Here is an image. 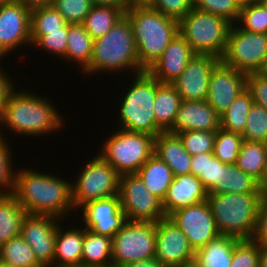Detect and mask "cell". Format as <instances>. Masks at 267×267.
<instances>
[{
	"label": "cell",
	"instance_id": "cell-1",
	"mask_svg": "<svg viewBox=\"0 0 267 267\" xmlns=\"http://www.w3.org/2000/svg\"><path fill=\"white\" fill-rule=\"evenodd\" d=\"M22 169V170H21ZM16 169L13 196L30 215H52L66 220L75 212L72 200V182L49 172ZM65 218V220H64Z\"/></svg>",
	"mask_w": 267,
	"mask_h": 267
},
{
	"label": "cell",
	"instance_id": "cell-2",
	"mask_svg": "<svg viewBox=\"0 0 267 267\" xmlns=\"http://www.w3.org/2000/svg\"><path fill=\"white\" fill-rule=\"evenodd\" d=\"M49 100L45 95L38 96L27 89L14 90L0 116V124L13 135H26V138L55 134L65 127L66 119H62L64 116L58 113L59 110Z\"/></svg>",
	"mask_w": 267,
	"mask_h": 267
},
{
	"label": "cell",
	"instance_id": "cell-3",
	"mask_svg": "<svg viewBox=\"0 0 267 267\" xmlns=\"http://www.w3.org/2000/svg\"><path fill=\"white\" fill-rule=\"evenodd\" d=\"M125 16L132 25L140 67L146 71L179 33V22L147 3H133Z\"/></svg>",
	"mask_w": 267,
	"mask_h": 267
},
{
	"label": "cell",
	"instance_id": "cell-4",
	"mask_svg": "<svg viewBox=\"0 0 267 267\" xmlns=\"http://www.w3.org/2000/svg\"><path fill=\"white\" fill-rule=\"evenodd\" d=\"M107 71L112 75L118 72L130 74L129 71H132L134 75L144 72L139 64L132 25L125 15L108 33L94 40L90 64L82 72L94 76Z\"/></svg>",
	"mask_w": 267,
	"mask_h": 267
},
{
	"label": "cell",
	"instance_id": "cell-5",
	"mask_svg": "<svg viewBox=\"0 0 267 267\" xmlns=\"http://www.w3.org/2000/svg\"><path fill=\"white\" fill-rule=\"evenodd\" d=\"M264 193H209L207 202L220 235L252 239Z\"/></svg>",
	"mask_w": 267,
	"mask_h": 267
},
{
	"label": "cell",
	"instance_id": "cell-6",
	"mask_svg": "<svg viewBox=\"0 0 267 267\" xmlns=\"http://www.w3.org/2000/svg\"><path fill=\"white\" fill-rule=\"evenodd\" d=\"M133 83L126 87L119 105V129L147 133L154 137L165 132L155 121L156 79L147 71L133 74ZM130 87V88H129Z\"/></svg>",
	"mask_w": 267,
	"mask_h": 267
},
{
	"label": "cell",
	"instance_id": "cell-7",
	"mask_svg": "<svg viewBox=\"0 0 267 267\" xmlns=\"http://www.w3.org/2000/svg\"><path fill=\"white\" fill-rule=\"evenodd\" d=\"M231 25L223 17L193 8L179 21V33L195 53L221 58Z\"/></svg>",
	"mask_w": 267,
	"mask_h": 267
},
{
	"label": "cell",
	"instance_id": "cell-8",
	"mask_svg": "<svg viewBox=\"0 0 267 267\" xmlns=\"http://www.w3.org/2000/svg\"><path fill=\"white\" fill-rule=\"evenodd\" d=\"M102 144L100 154L120 175L136 174L154 154V136L119 128Z\"/></svg>",
	"mask_w": 267,
	"mask_h": 267
},
{
	"label": "cell",
	"instance_id": "cell-9",
	"mask_svg": "<svg viewBox=\"0 0 267 267\" xmlns=\"http://www.w3.org/2000/svg\"><path fill=\"white\" fill-rule=\"evenodd\" d=\"M91 159V160H90ZM86 160L72 182V200L75 211L98 199L119 195L120 174L100 154ZM81 172V173H80Z\"/></svg>",
	"mask_w": 267,
	"mask_h": 267
},
{
	"label": "cell",
	"instance_id": "cell-10",
	"mask_svg": "<svg viewBox=\"0 0 267 267\" xmlns=\"http://www.w3.org/2000/svg\"><path fill=\"white\" fill-rule=\"evenodd\" d=\"M220 60L246 75L264 72L267 65V34L245 31L232 24Z\"/></svg>",
	"mask_w": 267,
	"mask_h": 267
},
{
	"label": "cell",
	"instance_id": "cell-11",
	"mask_svg": "<svg viewBox=\"0 0 267 267\" xmlns=\"http://www.w3.org/2000/svg\"><path fill=\"white\" fill-rule=\"evenodd\" d=\"M156 223L127 220L112 237L113 267L155 258Z\"/></svg>",
	"mask_w": 267,
	"mask_h": 267
},
{
	"label": "cell",
	"instance_id": "cell-12",
	"mask_svg": "<svg viewBox=\"0 0 267 267\" xmlns=\"http://www.w3.org/2000/svg\"><path fill=\"white\" fill-rule=\"evenodd\" d=\"M119 197L127 220L156 223L166 217L162 201L146 188L137 174L120 176Z\"/></svg>",
	"mask_w": 267,
	"mask_h": 267
},
{
	"label": "cell",
	"instance_id": "cell-13",
	"mask_svg": "<svg viewBox=\"0 0 267 267\" xmlns=\"http://www.w3.org/2000/svg\"><path fill=\"white\" fill-rule=\"evenodd\" d=\"M167 218L182 231L195 251L220 235L207 200L177 209Z\"/></svg>",
	"mask_w": 267,
	"mask_h": 267
},
{
	"label": "cell",
	"instance_id": "cell-14",
	"mask_svg": "<svg viewBox=\"0 0 267 267\" xmlns=\"http://www.w3.org/2000/svg\"><path fill=\"white\" fill-rule=\"evenodd\" d=\"M31 10L23 4L0 3V62L20 46L31 44Z\"/></svg>",
	"mask_w": 267,
	"mask_h": 267
},
{
	"label": "cell",
	"instance_id": "cell-15",
	"mask_svg": "<svg viewBox=\"0 0 267 267\" xmlns=\"http://www.w3.org/2000/svg\"><path fill=\"white\" fill-rule=\"evenodd\" d=\"M195 250L167 217L156 222L155 258L166 267H192Z\"/></svg>",
	"mask_w": 267,
	"mask_h": 267
},
{
	"label": "cell",
	"instance_id": "cell-16",
	"mask_svg": "<svg viewBox=\"0 0 267 267\" xmlns=\"http://www.w3.org/2000/svg\"><path fill=\"white\" fill-rule=\"evenodd\" d=\"M61 219L52 215L27 214L21 225V236L32 248L43 267H53L57 227Z\"/></svg>",
	"mask_w": 267,
	"mask_h": 267
},
{
	"label": "cell",
	"instance_id": "cell-17",
	"mask_svg": "<svg viewBox=\"0 0 267 267\" xmlns=\"http://www.w3.org/2000/svg\"><path fill=\"white\" fill-rule=\"evenodd\" d=\"M84 228L112 238L127 221L119 195L91 201L80 208Z\"/></svg>",
	"mask_w": 267,
	"mask_h": 267
},
{
	"label": "cell",
	"instance_id": "cell-18",
	"mask_svg": "<svg viewBox=\"0 0 267 267\" xmlns=\"http://www.w3.org/2000/svg\"><path fill=\"white\" fill-rule=\"evenodd\" d=\"M219 57L197 54L188 61L186 68L172 83L182 100L204 101L207 99L210 76Z\"/></svg>",
	"mask_w": 267,
	"mask_h": 267
},
{
	"label": "cell",
	"instance_id": "cell-19",
	"mask_svg": "<svg viewBox=\"0 0 267 267\" xmlns=\"http://www.w3.org/2000/svg\"><path fill=\"white\" fill-rule=\"evenodd\" d=\"M246 88L247 75L220 60L212 70L206 101L221 116Z\"/></svg>",
	"mask_w": 267,
	"mask_h": 267
},
{
	"label": "cell",
	"instance_id": "cell-20",
	"mask_svg": "<svg viewBox=\"0 0 267 267\" xmlns=\"http://www.w3.org/2000/svg\"><path fill=\"white\" fill-rule=\"evenodd\" d=\"M195 52L180 34L172 39L161 57L146 71L160 83L172 84L186 68Z\"/></svg>",
	"mask_w": 267,
	"mask_h": 267
},
{
	"label": "cell",
	"instance_id": "cell-21",
	"mask_svg": "<svg viewBox=\"0 0 267 267\" xmlns=\"http://www.w3.org/2000/svg\"><path fill=\"white\" fill-rule=\"evenodd\" d=\"M220 128V116L206 101L182 100L173 126L168 133L183 131H217Z\"/></svg>",
	"mask_w": 267,
	"mask_h": 267
},
{
	"label": "cell",
	"instance_id": "cell-22",
	"mask_svg": "<svg viewBox=\"0 0 267 267\" xmlns=\"http://www.w3.org/2000/svg\"><path fill=\"white\" fill-rule=\"evenodd\" d=\"M202 181L193 174L174 177L162 201L166 217L173 211L207 200Z\"/></svg>",
	"mask_w": 267,
	"mask_h": 267
},
{
	"label": "cell",
	"instance_id": "cell-23",
	"mask_svg": "<svg viewBox=\"0 0 267 267\" xmlns=\"http://www.w3.org/2000/svg\"><path fill=\"white\" fill-rule=\"evenodd\" d=\"M154 154L171 168L174 177L190 174L192 156L177 134H158L154 138Z\"/></svg>",
	"mask_w": 267,
	"mask_h": 267
},
{
	"label": "cell",
	"instance_id": "cell-24",
	"mask_svg": "<svg viewBox=\"0 0 267 267\" xmlns=\"http://www.w3.org/2000/svg\"><path fill=\"white\" fill-rule=\"evenodd\" d=\"M60 222L57 227L55 239V253L53 267H72L81 266L84 227H75L70 224L65 230Z\"/></svg>",
	"mask_w": 267,
	"mask_h": 267
},
{
	"label": "cell",
	"instance_id": "cell-25",
	"mask_svg": "<svg viewBox=\"0 0 267 267\" xmlns=\"http://www.w3.org/2000/svg\"><path fill=\"white\" fill-rule=\"evenodd\" d=\"M238 241L224 235L210 240L196 250L192 267H231L234 246Z\"/></svg>",
	"mask_w": 267,
	"mask_h": 267
},
{
	"label": "cell",
	"instance_id": "cell-26",
	"mask_svg": "<svg viewBox=\"0 0 267 267\" xmlns=\"http://www.w3.org/2000/svg\"><path fill=\"white\" fill-rule=\"evenodd\" d=\"M136 174L146 188L161 201L174 179L171 168L155 154L139 168Z\"/></svg>",
	"mask_w": 267,
	"mask_h": 267
},
{
	"label": "cell",
	"instance_id": "cell-27",
	"mask_svg": "<svg viewBox=\"0 0 267 267\" xmlns=\"http://www.w3.org/2000/svg\"><path fill=\"white\" fill-rule=\"evenodd\" d=\"M182 99L175 86L156 80L154 116L156 123L167 132L174 124Z\"/></svg>",
	"mask_w": 267,
	"mask_h": 267
},
{
	"label": "cell",
	"instance_id": "cell-28",
	"mask_svg": "<svg viewBox=\"0 0 267 267\" xmlns=\"http://www.w3.org/2000/svg\"><path fill=\"white\" fill-rule=\"evenodd\" d=\"M210 193H263V191L255 178L246 174L235 164L224 163L220 167L219 182Z\"/></svg>",
	"mask_w": 267,
	"mask_h": 267
},
{
	"label": "cell",
	"instance_id": "cell-29",
	"mask_svg": "<svg viewBox=\"0 0 267 267\" xmlns=\"http://www.w3.org/2000/svg\"><path fill=\"white\" fill-rule=\"evenodd\" d=\"M93 46L94 39L85 30L83 24L68 23L67 49L63 58L66 63L72 60L83 71L90 64Z\"/></svg>",
	"mask_w": 267,
	"mask_h": 267
},
{
	"label": "cell",
	"instance_id": "cell-30",
	"mask_svg": "<svg viewBox=\"0 0 267 267\" xmlns=\"http://www.w3.org/2000/svg\"><path fill=\"white\" fill-rule=\"evenodd\" d=\"M81 266L113 267L112 238L98 235L84 228Z\"/></svg>",
	"mask_w": 267,
	"mask_h": 267
},
{
	"label": "cell",
	"instance_id": "cell-31",
	"mask_svg": "<svg viewBox=\"0 0 267 267\" xmlns=\"http://www.w3.org/2000/svg\"><path fill=\"white\" fill-rule=\"evenodd\" d=\"M235 165L261 183L267 166V144L244 140Z\"/></svg>",
	"mask_w": 267,
	"mask_h": 267
},
{
	"label": "cell",
	"instance_id": "cell-32",
	"mask_svg": "<svg viewBox=\"0 0 267 267\" xmlns=\"http://www.w3.org/2000/svg\"><path fill=\"white\" fill-rule=\"evenodd\" d=\"M27 215L13 195L0 196V246L21 235V225Z\"/></svg>",
	"mask_w": 267,
	"mask_h": 267
},
{
	"label": "cell",
	"instance_id": "cell-33",
	"mask_svg": "<svg viewBox=\"0 0 267 267\" xmlns=\"http://www.w3.org/2000/svg\"><path fill=\"white\" fill-rule=\"evenodd\" d=\"M124 15L125 13L116 7L93 5L82 24L96 40L108 33Z\"/></svg>",
	"mask_w": 267,
	"mask_h": 267
},
{
	"label": "cell",
	"instance_id": "cell-34",
	"mask_svg": "<svg viewBox=\"0 0 267 267\" xmlns=\"http://www.w3.org/2000/svg\"><path fill=\"white\" fill-rule=\"evenodd\" d=\"M0 262L13 267H43L21 235L0 246Z\"/></svg>",
	"mask_w": 267,
	"mask_h": 267
},
{
	"label": "cell",
	"instance_id": "cell-35",
	"mask_svg": "<svg viewBox=\"0 0 267 267\" xmlns=\"http://www.w3.org/2000/svg\"><path fill=\"white\" fill-rule=\"evenodd\" d=\"M253 102L252 95L246 88L220 116V127L234 133L242 134Z\"/></svg>",
	"mask_w": 267,
	"mask_h": 267
},
{
	"label": "cell",
	"instance_id": "cell-36",
	"mask_svg": "<svg viewBox=\"0 0 267 267\" xmlns=\"http://www.w3.org/2000/svg\"><path fill=\"white\" fill-rule=\"evenodd\" d=\"M224 163L214 156L213 152L200 153L192 156L191 172L198 177L209 194L218 184L220 167Z\"/></svg>",
	"mask_w": 267,
	"mask_h": 267
},
{
	"label": "cell",
	"instance_id": "cell-37",
	"mask_svg": "<svg viewBox=\"0 0 267 267\" xmlns=\"http://www.w3.org/2000/svg\"><path fill=\"white\" fill-rule=\"evenodd\" d=\"M68 24L61 30L31 31L32 46L63 58L67 49Z\"/></svg>",
	"mask_w": 267,
	"mask_h": 267
},
{
	"label": "cell",
	"instance_id": "cell-38",
	"mask_svg": "<svg viewBox=\"0 0 267 267\" xmlns=\"http://www.w3.org/2000/svg\"><path fill=\"white\" fill-rule=\"evenodd\" d=\"M243 141L241 134L220 127L214 140V156L223 163L236 164Z\"/></svg>",
	"mask_w": 267,
	"mask_h": 267
},
{
	"label": "cell",
	"instance_id": "cell-39",
	"mask_svg": "<svg viewBox=\"0 0 267 267\" xmlns=\"http://www.w3.org/2000/svg\"><path fill=\"white\" fill-rule=\"evenodd\" d=\"M2 130H0V196H9L13 194L16 172L12 168L14 162L10 148L12 146H9L10 142Z\"/></svg>",
	"mask_w": 267,
	"mask_h": 267
},
{
	"label": "cell",
	"instance_id": "cell-40",
	"mask_svg": "<svg viewBox=\"0 0 267 267\" xmlns=\"http://www.w3.org/2000/svg\"><path fill=\"white\" fill-rule=\"evenodd\" d=\"M241 135L245 141L267 144V110L264 107L253 102Z\"/></svg>",
	"mask_w": 267,
	"mask_h": 267
},
{
	"label": "cell",
	"instance_id": "cell-41",
	"mask_svg": "<svg viewBox=\"0 0 267 267\" xmlns=\"http://www.w3.org/2000/svg\"><path fill=\"white\" fill-rule=\"evenodd\" d=\"M245 31L267 34V9L262 3L241 7L236 23Z\"/></svg>",
	"mask_w": 267,
	"mask_h": 267
},
{
	"label": "cell",
	"instance_id": "cell-42",
	"mask_svg": "<svg viewBox=\"0 0 267 267\" xmlns=\"http://www.w3.org/2000/svg\"><path fill=\"white\" fill-rule=\"evenodd\" d=\"M68 22L53 7H41L31 10V31L61 30Z\"/></svg>",
	"mask_w": 267,
	"mask_h": 267
},
{
	"label": "cell",
	"instance_id": "cell-43",
	"mask_svg": "<svg viewBox=\"0 0 267 267\" xmlns=\"http://www.w3.org/2000/svg\"><path fill=\"white\" fill-rule=\"evenodd\" d=\"M194 8L225 18L231 24H236L241 7L236 0H194Z\"/></svg>",
	"mask_w": 267,
	"mask_h": 267
},
{
	"label": "cell",
	"instance_id": "cell-44",
	"mask_svg": "<svg viewBox=\"0 0 267 267\" xmlns=\"http://www.w3.org/2000/svg\"><path fill=\"white\" fill-rule=\"evenodd\" d=\"M177 135L191 156L214 151L216 131H183Z\"/></svg>",
	"mask_w": 267,
	"mask_h": 267
},
{
	"label": "cell",
	"instance_id": "cell-45",
	"mask_svg": "<svg viewBox=\"0 0 267 267\" xmlns=\"http://www.w3.org/2000/svg\"><path fill=\"white\" fill-rule=\"evenodd\" d=\"M52 6L69 24H82L93 3L91 0H53Z\"/></svg>",
	"mask_w": 267,
	"mask_h": 267
},
{
	"label": "cell",
	"instance_id": "cell-46",
	"mask_svg": "<svg viewBox=\"0 0 267 267\" xmlns=\"http://www.w3.org/2000/svg\"><path fill=\"white\" fill-rule=\"evenodd\" d=\"M260 245L254 240H239L233 250L231 267H259Z\"/></svg>",
	"mask_w": 267,
	"mask_h": 267
},
{
	"label": "cell",
	"instance_id": "cell-47",
	"mask_svg": "<svg viewBox=\"0 0 267 267\" xmlns=\"http://www.w3.org/2000/svg\"><path fill=\"white\" fill-rule=\"evenodd\" d=\"M146 3L152 9L178 22L194 8V0H148Z\"/></svg>",
	"mask_w": 267,
	"mask_h": 267
},
{
	"label": "cell",
	"instance_id": "cell-48",
	"mask_svg": "<svg viewBox=\"0 0 267 267\" xmlns=\"http://www.w3.org/2000/svg\"><path fill=\"white\" fill-rule=\"evenodd\" d=\"M247 89L250 91L254 103L267 110V74L264 72L248 74Z\"/></svg>",
	"mask_w": 267,
	"mask_h": 267
},
{
	"label": "cell",
	"instance_id": "cell-49",
	"mask_svg": "<svg viewBox=\"0 0 267 267\" xmlns=\"http://www.w3.org/2000/svg\"><path fill=\"white\" fill-rule=\"evenodd\" d=\"M261 247H267V196L265 195L258 208L256 228L252 237Z\"/></svg>",
	"mask_w": 267,
	"mask_h": 267
},
{
	"label": "cell",
	"instance_id": "cell-50",
	"mask_svg": "<svg viewBox=\"0 0 267 267\" xmlns=\"http://www.w3.org/2000/svg\"><path fill=\"white\" fill-rule=\"evenodd\" d=\"M5 71L7 72V70L2 68L1 64L0 65V116L4 111V107L8 102L10 94L17 88V86H15L14 81H12V78L9 77V75Z\"/></svg>",
	"mask_w": 267,
	"mask_h": 267
},
{
	"label": "cell",
	"instance_id": "cell-51",
	"mask_svg": "<svg viewBox=\"0 0 267 267\" xmlns=\"http://www.w3.org/2000/svg\"><path fill=\"white\" fill-rule=\"evenodd\" d=\"M93 5L98 6H109L121 9L124 13L133 4L132 0H91Z\"/></svg>",
	"mask_w": 267,
	"mask_h": 267
},
{
	"label": "cell",
	"instance_id": "cell-52",
	"mask_svg": "<svg viewBox=\"0 0 267 267\" xmlns=\"http://www.w3.org/2000/svg\"><path fill=\"white\" fill-rule=\"evenodd\" d=\"M29 8L30 10H34L36 8L41 7H49L52 6L53 0H15Z\"/></svg>",
	"mask_w": 267,
	"mask_h": 267
},
{
	"label": "cell",
	"instance_id": "cell-53",
	"mask_svg": "<svg viewBox=\"0 0 267 267\" xmlns=\"http://www.w3.org/2000/svg\"><path fill=\"white\" fill-rule=\"evenodd\" d=\"M122 267H166L162 265L156 258L141 260L128 263Z\"/></svg>",
	"mask_w": 267,
	"mask_h": 267
},
{
	"label": "cell",
	"instance_id": "cell-54",
	"mask_svg": "<svg viewBox=\"0 0 267 267\" xmlns=\"http://www.w3.org/2000/svg\"><path fill=\"white\" fill-rule=\"evenodd\" d=\"M259 267H267V247L260 246Z\"/></svg>",
	"mask_w": 267,
	"mask_h": 267
},
{
	"label": "cell",
	"instance_id": "cell-55",
	"mask_svg": "<svg viewBox=\"0 0 267 267\" xmlns=\"http://www.w3.org/2000/svg\"><path fill=\"white\" fill-rule=\"evenodd\" d=\"M240 7L261 3L262 0H236Z\"/></svg>",
	"mask_w": 267,
	"mask_h": 267
},
{
	"label": "cell",
	"instance_id": "cell-56",
	"mask_svg": "<svg viewBox=\"0 0 267 267\" xmlns=\"http://www.w3.org/2000/svg\"><path fill=\"white\" fill-rule=\"evenodd\" d=\"M260 186H261V190L263 191L264 195H267V166H266V171L262 179V182L260 183Z\"/></svg>",
	"mask_w": 267,
	"mask_h": 267
},
{
	"label": "cell",
	"instance_id": "cell-57",
	"mask_svg": "<svg viewBox=\"0 0 267 267\" xmlns=\"http://www.w3.org/2000/svg\"><path fill=\"white\" fill-rule=\"evenodd\" d=\"M133 3H146L148 0H132Z\"/></svg>",
	"mask_w": 267,
	"mask_h": 267
},
{
	"label": "cell",
	"instance_id": "cell-58",
	"mask_svg": "<svg viewBox=\"0 0 267 267\" xmlns=\"http://www.w3.org/2000/svg\"><path fill=\"white\" fill-rule=\"evenodd\" d=\"M261 3L266 7L267 9V0H262Z\"/></svg>",
	"mask_w": 267,
	"mask_h": 267
},
{
	"label": "cell",
	"instance_id": "cell-59",
	"mask_svg": "<svg viewBox=\"0 0 267 267\" xmlns=\"http://www.w3.org/2000/svg\"><path fill=\"white\" fill-rule=\"evenodd\" d=\"M0 267H13V266H8L0 262Z\"/></svg>",
	"mask_w": 267,
	"mask_h": 267
},
{
	"label": "cell",
	"instance_id": "cell-60",
	"mask_svg": "<svg viewBox=\"0 0 267 267\" xmlns=\"http://www.w3.org/2000/svg\"><path fill=\"white\" fill-rule=\"evenodd\" d=\"M12 1H15V0H0V3L1 2H12Z\"/></svg>",
	"mask_w": 267,
	"mask_h": 267
},
{
	"label": "cell",
	"instance_id": "cell-61",
	"mask_svg": "<svg viewBox=\"0 0 267 267\" xmlns=\"http://www.w3.org/2000/svg\"><path fill=\"white\" fill-rule=\"evenodd\" d=\"M264 73H266V74H267V65H266V68L264 69Z\"/></svg>",
	"mask_w": 267,
	"mask_h": 267
}]
</instances>
